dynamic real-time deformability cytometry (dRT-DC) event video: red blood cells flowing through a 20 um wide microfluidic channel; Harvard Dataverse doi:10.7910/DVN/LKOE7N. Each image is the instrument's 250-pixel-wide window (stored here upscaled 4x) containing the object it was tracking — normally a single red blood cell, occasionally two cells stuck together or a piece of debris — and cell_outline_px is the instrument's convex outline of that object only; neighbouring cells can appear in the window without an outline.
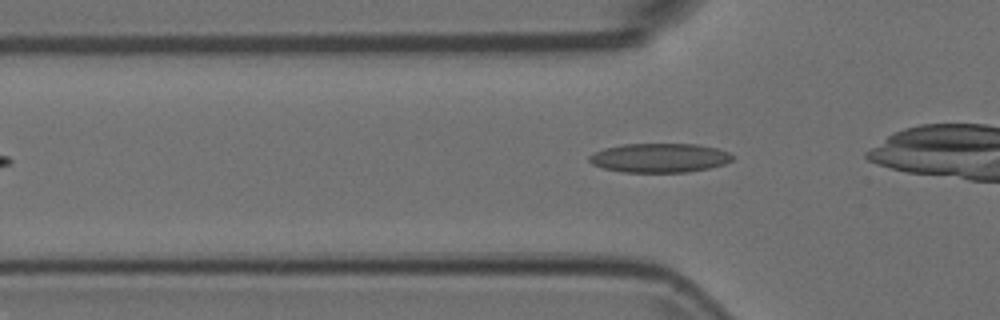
{"species": "Egyptian fruit bat (a non-hibernating species)", "species_latin": "Rousettus aegyptiacus", "temperature_condition": "room temperature", "stored_images_in_passage": 15, "camera_frame_rate_fps": 3000, "um_per_image_px": 0.085, "animal": {"sex": "female"}, "frame": {"image": 1, "passage_image": 2, "time_ms": 0.333, "image_size_px": [1000, 320], "cell_outline_px": [[732, 160], [724, 164], [708, 168], [688, 172], [624, 172], [604, 168], [592, 164], [588, 160], [588, 156], [604, 148], [624, 144], [696, 144], [716, 148], [728, 152], [732, 156]], "centroid_in_image_um": [56.04, 13.42], "position_along_channel_um": 69.8, "area_um2": 24.16}}
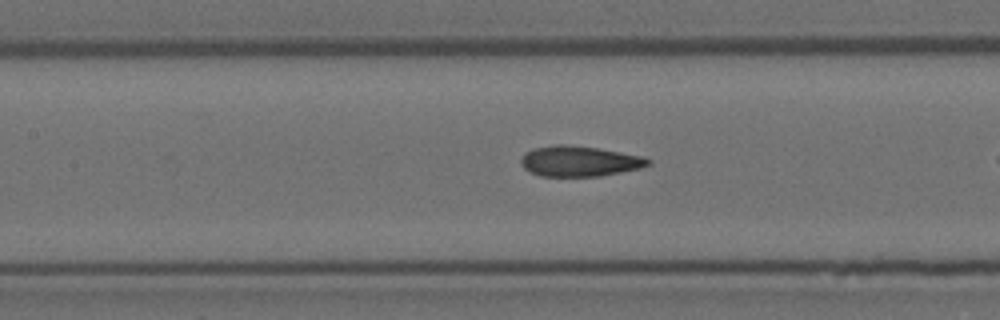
{"frame": {"image": 2, "passage_image": 9, "time_ms": 2.667, "image_size_px": [1000, 320], "cell_outline_px": [[652, 164], [640, 168], [600, 176], [540, 176], [524, 168], [520, 164], [520, 156], [524, 152], [532, 148], [556, 144], [564, 144], [596, 148], [644, 156], [652, 160]], "centroid_in_image_um": [49.23, 13.69], "position_along_channel_um": 158.2, "area_um2": 22.72}}
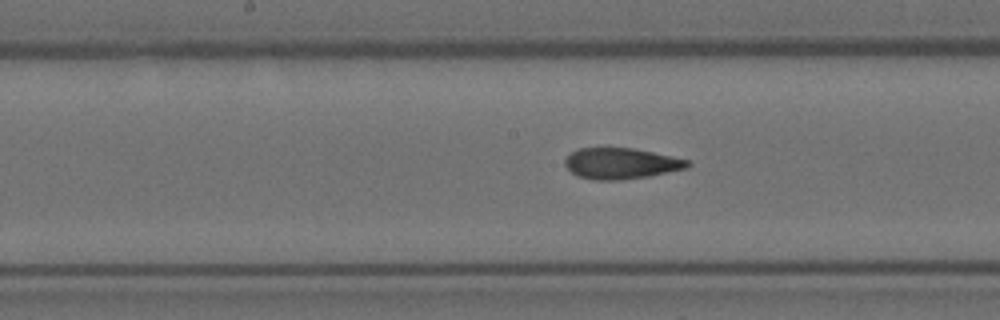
{"frame": {"image": 3, "passage_image": 12, "time_ms": 3.667, "image_size_px": [1000, 320], "cell_outline_px": [[692, 164], [688, 168], [648, 176], [620, 180], [592, 180], [576, 176], [564, 164], [564, 160], [572, 152], [580, 148], [632, 148], [652, 152], [688, 160]], "centroid_in_image_um": [52.77, 13.9], "position_along_channel_um": 195.4, "area_um2": 22.02}}